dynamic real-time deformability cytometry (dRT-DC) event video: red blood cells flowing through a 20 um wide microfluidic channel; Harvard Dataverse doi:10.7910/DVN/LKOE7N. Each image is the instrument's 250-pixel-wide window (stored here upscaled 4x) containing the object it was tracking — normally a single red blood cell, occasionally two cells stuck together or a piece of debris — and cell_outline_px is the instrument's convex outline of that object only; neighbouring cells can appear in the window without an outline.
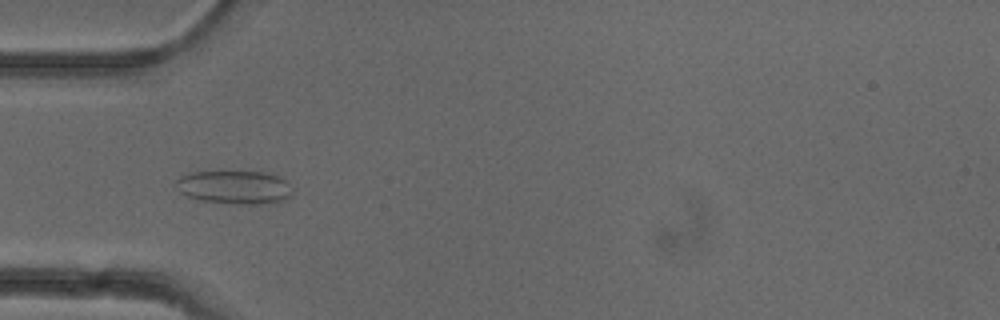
{"species": "common noctule bat (a hibernating species)", "species_latin": "Nyctalus noctula", "temperature_condition": "cold", "stored_images_in_passage": 50, "camera_frame_rate_fps": 3000, "um_per_image_px": 0.085, "animal": {"sex": "female"}, "frame": {"image": 1, "passage_image": 15, "time_ms": 4.667, "image_size_px": [1000, 320], "cell_outline_px": [[292, 196], [276, 204], [240, 204], [200, 200], [188, 196], [180, 192], [176, 180], [180, 176], [192, 172], [220, 168], [268, 172], [280, 176], [292, 188]], "centroid_in_image_um": [19.98, 15.86], "position_along_channel_um": 65.0, "area_um2": 23.87}}
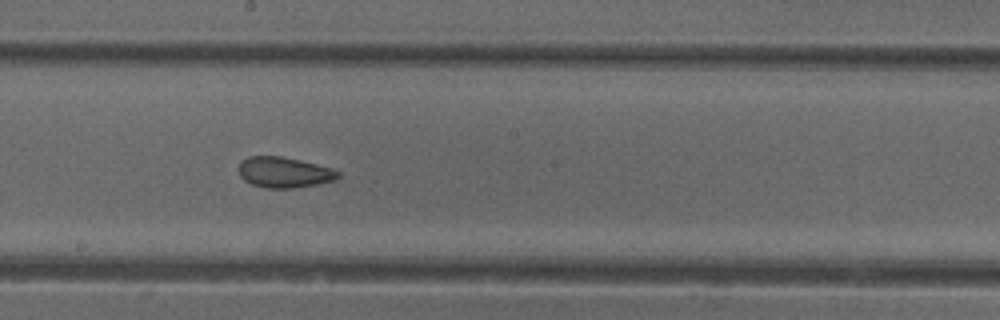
{"frame": {"image": 2, "passage_image": 27, "time_ms": 8.667, "image_size_px": [1000, 320], "cell_outline_px": [[340, 176], [336, 180], [316, 184], [292, 188], [268, 188], [252, 184], [244, 180], [240, 176], [240, 160], [248, 156], [280, 156], [300, 160], [332, 168], [340, 172]], "centroid_in_image_um": [24.16, 14.64], "position_along_channel_um": 224.0, "area_um2": 17.69}}
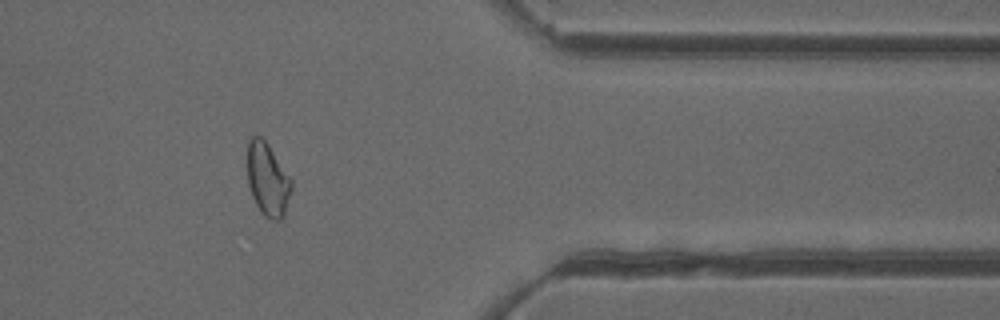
{"frame": {"image": 3, "passage_image": 41, "time_ms": 13.333, "image_size_px": [1000, 320], "cell_outline_px": [[292, 188], [284, 216], [280, 220], [272, 220], [264, 216], [260, 212], [252, 196], [248, 184], [248, 140], [252, 136], [260, 136], [268, 144], [292, 180]], "centroid_in_image_um": [22.75, 15.28], "position_along_channel_um": 388.6, "area_um2": 18.73}, "authors_computed_cell_mechanics": {"area_um2": 19.5942, "velocity_mm_per_s": 3.9598, "shape_relaxation_time_tau1_ms": null, "shape_relaxation_time_tau2_ms": 1.4309, "deformation_change_tau1": null, "deformation_change_tau2": 0.079}}